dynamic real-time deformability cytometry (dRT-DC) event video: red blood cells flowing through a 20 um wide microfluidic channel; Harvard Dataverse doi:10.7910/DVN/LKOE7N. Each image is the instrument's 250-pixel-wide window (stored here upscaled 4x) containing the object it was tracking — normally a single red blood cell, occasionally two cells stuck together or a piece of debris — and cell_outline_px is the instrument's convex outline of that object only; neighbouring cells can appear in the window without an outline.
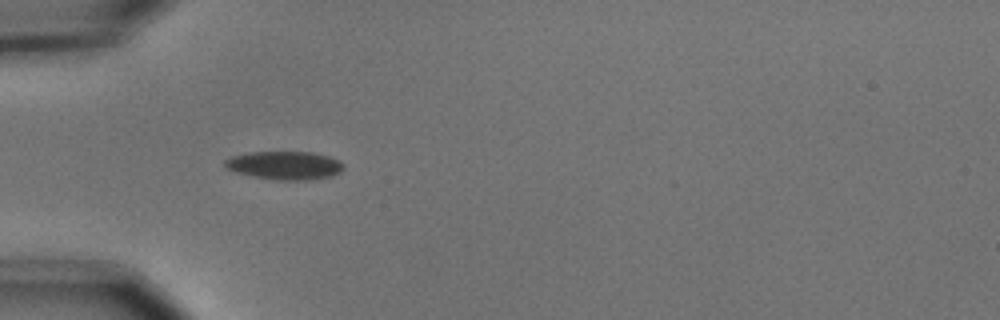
{"species": "common noctule bat (a hibernating species)", "species_latin": "Nyctalus noctula", "temperature_condition": "cold", "stored_images_in_passage": 9, "camera_frame_rate_fps": 3000, "um_per_image_px": 0.085, "animal": {"sex": "male", "body_mass_g": 15.6}, "frame": {"image": 1, "passage_image": 6, "time_ms": 1.667, "image_size_px": [1000, 320], "cell_outline_px": [[344, 168], [340, 172], [328, 176], [304, 180], [280, 180], [256, 176], [236, 172], [228, 168], [224, 164], [224, 160], [232, 156], [252, 152], [312, 152], [328, 156], [340, 160], [344, 164]], "centroid_in_image_um": [24.23, 14.04], "position_along_channel_um": 60.8, "area_um2": 19.25}}